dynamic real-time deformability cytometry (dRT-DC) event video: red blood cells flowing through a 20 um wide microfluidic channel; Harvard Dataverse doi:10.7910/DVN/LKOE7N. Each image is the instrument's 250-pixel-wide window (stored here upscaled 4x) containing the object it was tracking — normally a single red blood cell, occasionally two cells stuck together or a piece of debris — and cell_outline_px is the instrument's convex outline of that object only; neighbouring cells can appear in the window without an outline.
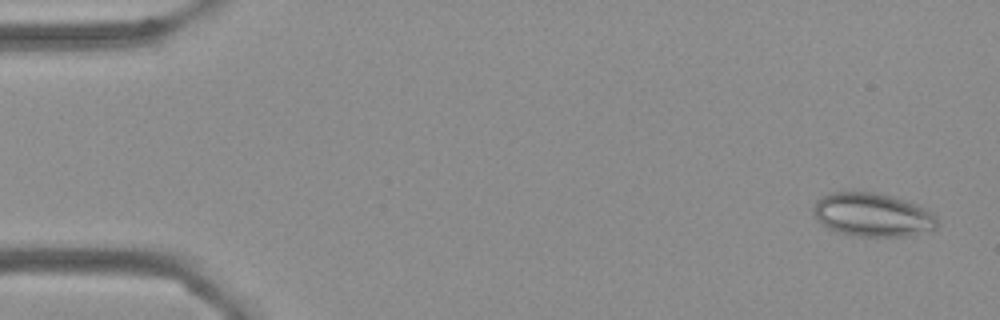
{"species": "Egyptian fruit bat (a non-hibernating species)", "species_latin": "Rousettus aegyptiacus", "temperature_condition": "cold", "stored_images_in_passage": 5, "camera_frame_rate_fps": 3000, "um_per_image_px": 0.085, "frame": {"image": 1, "passage_image": 1, "time_ms": 0.0, "image_size_px": [1000, 320], "cell_outline_px": [[936, 228], [908, 236], [852, 236], [828, 228], [816, 220], [812, 212], [812, 208], [816, 200], [832, 192], [872, 192], [892, 196], [916, 204], [932, 212], [936, 216]], "centroid_in_image_um": [74.12, 18.26], "position_along_channel_um": 10.9, "area_um2": 31.33}}